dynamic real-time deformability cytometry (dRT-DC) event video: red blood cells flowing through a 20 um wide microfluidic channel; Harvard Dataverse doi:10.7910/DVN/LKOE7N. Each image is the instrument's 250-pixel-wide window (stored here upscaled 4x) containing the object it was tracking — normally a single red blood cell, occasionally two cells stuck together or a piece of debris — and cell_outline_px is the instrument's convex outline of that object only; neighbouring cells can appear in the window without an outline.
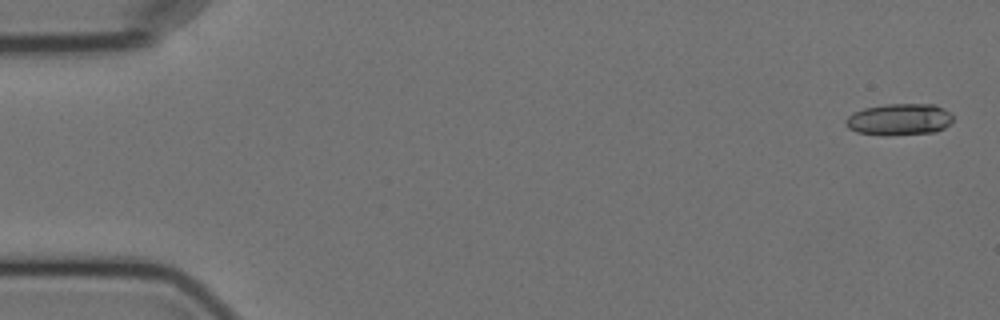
{"species": "Egyptian fruit bat (a non-hibernating species)", "species_latin": "Rousettus aegyptiacus", "temperature_condition": "cold", "stored_images_in_passage": 5, "camera_frame_rate_fps": 3000, "um_per_image_px": 0.085, "animal": {"sex": "female"}, "frame": {"image": 1, "passage_image": 1, "time_ms": 0.0, "image_size_px": [1000, 320], "cell_outline_px": [[952, 120], [944, 128], [936, 132], [888, 136], [884, 136], [856, 132], [848, 128], [844, 124], [844, 120], [852, 112], [864, 108], [884, 104], [936, 104], [952, 112]], "centroid_in_image_um": [76.42, 10.15], "position_along_channel_um": 8.6, "area_um2": 20.23}}
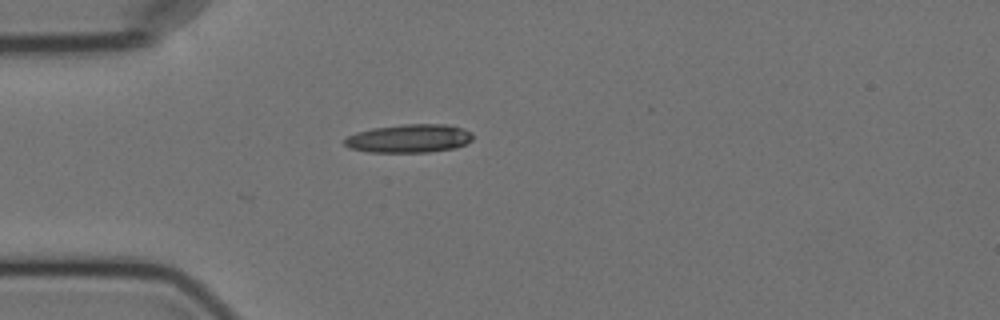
{"frame": {"image": 2, "passage_image": 5, "time_ms": 4.667, "image_size_px": [1000, 320], "cell_outline_px": [[472, 140], [456, 148], [428, 152], [368, 152], [348, 148], [344, 144], [344, 140], [348, 136], [356, 132], [372, 128], [404, 124], [448, 124], [464, 128], [472, 132]], "centroid_in_image_um": [34.78, 11.76], "position_along_channel_um": 50.2, "area_um2": 21.39}}